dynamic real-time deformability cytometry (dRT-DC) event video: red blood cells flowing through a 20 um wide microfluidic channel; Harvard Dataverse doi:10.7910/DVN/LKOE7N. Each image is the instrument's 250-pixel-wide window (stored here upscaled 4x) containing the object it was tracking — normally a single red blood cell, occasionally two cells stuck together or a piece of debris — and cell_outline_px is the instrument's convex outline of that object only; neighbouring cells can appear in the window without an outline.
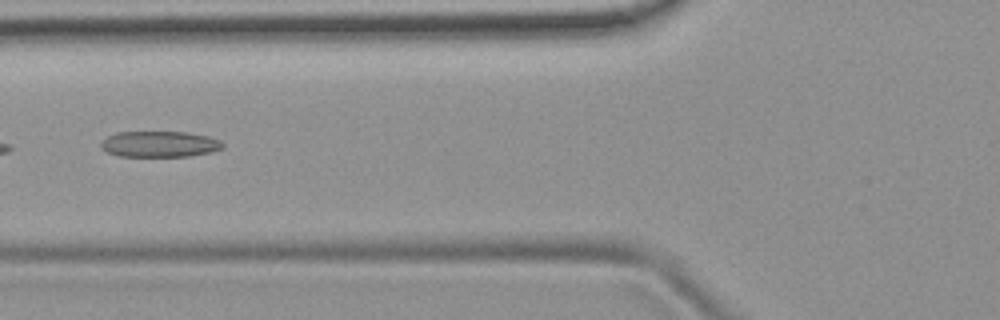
{"species": "common noctule bat (a hibernating species)", "species_latin": "Nyctalus noctula", "temperature_condition": "room temperature", "stored_images_in_passage": 9, "camera_frame_rate_fps": 3000, "um_per_image_px": 0.085, "animal": {"sex": "female", "body_mass_g": 19.9}, "frame": {"image": 1, "passage_image": 6, "time_ms": 6.0, "image_size_px": [1000, 320], "cell_outline_px": [[224, 148], [212, 152], [188, 156], [116, 156], [100, 148], [100, 140], [116, 132], [188, 132], [208, 136], [220, 140], [224, 144]], "centroid_in_image_um": [13.55, 12.25], "position_along_channel_um": 112.2, "area_um2": 18.61}}
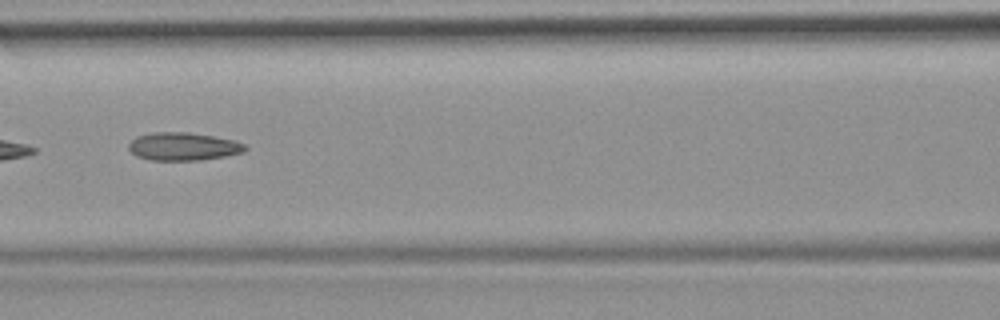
{"frame": {"image": 2, "passage_image": 7, "time_ms": 7.0, "image_size_px": [1000, 320], "cell_outline_px": [[248, 148], [244, 152], [224, 156], [200, 160], [152, 160], [136, 156], [128, 148], [128, 144], [136, 136], [152, 132], [188, 132], [236, 140], [244, 144]], "centroid_in_image_um": [15.57, 12.44], "position_along_channel_um": 151.0, "area_um2": 19.02}}
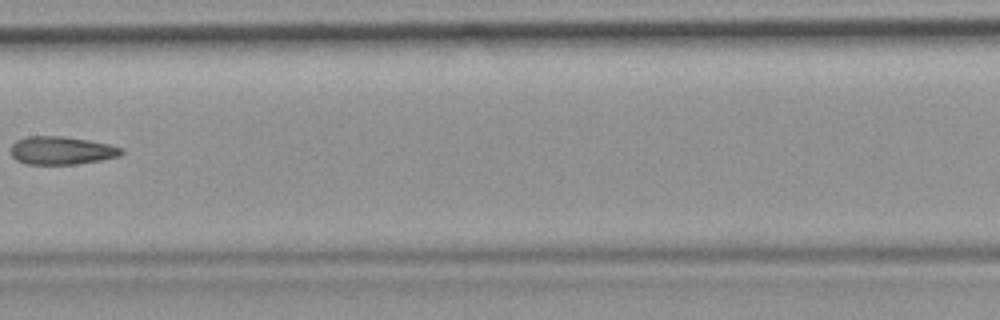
{"frame": {"image": 3, "passage_image": 8, "time_ms": 8.333, "image_size_px": [1000, 320], "cell_outline_px": [[124, 152], [120, 156], [100, 160], [76, 164], [24, 164], [16, 160], [12, 156], [12, 144], [16, 140], [28, 136], [64, 136], [88, 140], [108, 144], [124, 148]], "centroid_in_image_um": [5.24, 12.79], "position_along_channel_um": 202.2, "area_um2": 18.15}}